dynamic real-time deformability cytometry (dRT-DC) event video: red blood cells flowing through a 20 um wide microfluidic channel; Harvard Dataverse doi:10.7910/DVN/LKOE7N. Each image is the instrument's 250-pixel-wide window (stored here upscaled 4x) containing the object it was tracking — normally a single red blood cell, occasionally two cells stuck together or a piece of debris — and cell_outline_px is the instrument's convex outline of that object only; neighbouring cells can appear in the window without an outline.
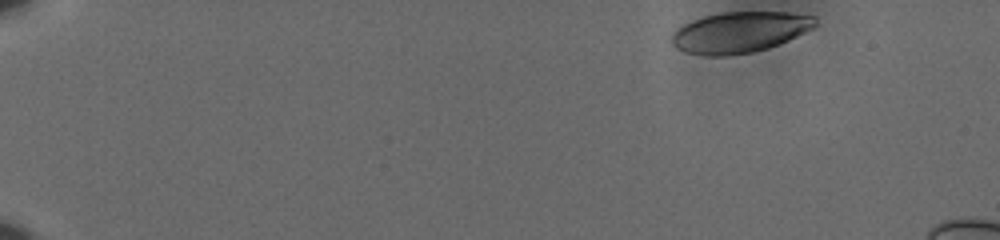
{"species": "human", "species_latin": "Homo sapiens", "temperature_condition": "cold", "stored_images_in_passage": 50, "camera_frame_rate_fps": 3000, "um_per_image_px": 0.085, "donor": {"sex": "male"}, "frame": {"image": 1, "passage_image": 1, "time_ms": 0.0, "image_size_px": [1000, 240], "cell_outline_px": [[816, 24], [812, 28], [780, 44], [768, 48], [752, 52], [724, 56], [704, 56], [684, 52], [676, 48], [672, 44], [672, 32], [684, 24], [692, 20], [704, 16], [720, 12], [788, 12], [816, 16]], "centroid_in_image_um": [62.85, 2.74], "position_along_channel_um": 22.2, "area_um2": 34.28}}
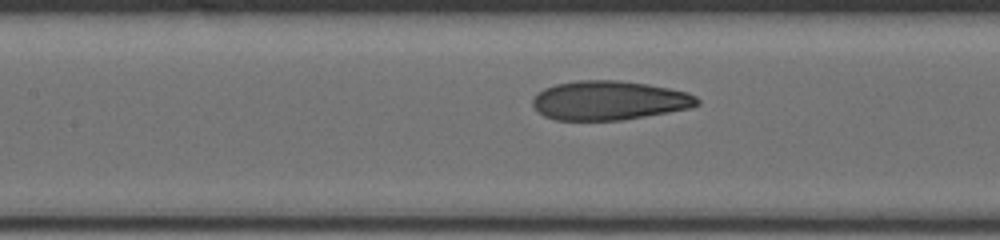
{"frame": {"image": 2, "passage_image": 24, "time_ms": 7.667, "image_size_px": [1000, 240], "cell_outline_px": [[700, 104], [692, 108], [620, 120], [556, 120], [544, 116], [532, 104], [532, 100], [544, 88], [556, 84], [580, 80], [616, 80], [648, 84], [688, 92], [696, 96], [700, 100]], "centroid_in_image_um": [51.81, 8.54], "position_along_channel_um": 155.6, "area_um2": 37.4}}
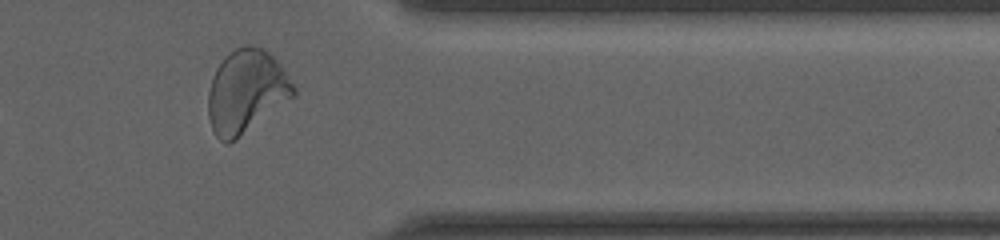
{"frame": {"image": 3, "passage_image": 44, "time_ms": 14.333, "image_size_px": [1000, 240], "cell_outline_px": [[296, 92], [292, 96], [236, 140], [228, 144], [220, 140], [216, 136], [212, 128], [208, 116], [208, 92], [216, 68], [228, 52], [236, 48], [248, 44], [264, 48], [280, 64], [296, 88]], "centroid_in_image_um": [20.9, 7.76], "position_along_channel_um": 390.5, "area_um2": 40.92}, "authors_computed_cell_mechanics": {"area_um2": 37.0787, "velocity_mm_per_s": 3.6212, "shape_relaxation_time_tau1_ms": 4.8929, "shape_relaxation_time_tau2_ms": 1.0667, "deformation_change_tau1": 0.1648, "deformation_change_tau2": 0.0744}}